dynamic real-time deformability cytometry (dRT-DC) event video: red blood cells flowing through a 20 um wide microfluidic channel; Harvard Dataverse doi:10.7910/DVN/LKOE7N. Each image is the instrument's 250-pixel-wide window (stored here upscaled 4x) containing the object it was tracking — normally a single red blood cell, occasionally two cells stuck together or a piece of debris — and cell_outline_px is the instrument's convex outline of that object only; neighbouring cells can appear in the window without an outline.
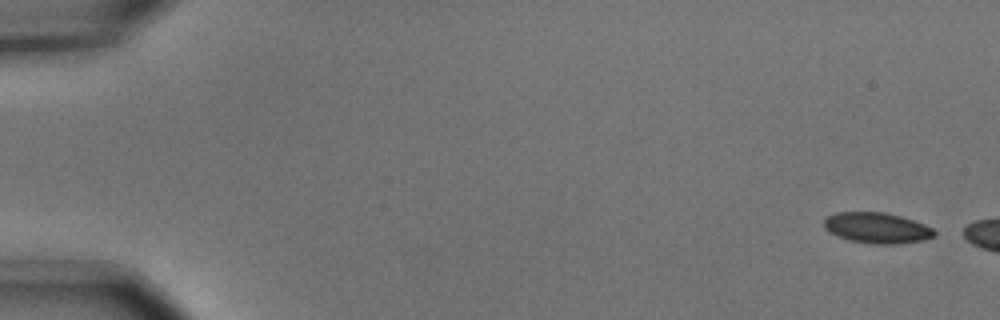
{"species": "common noctule bat (a hibernating species)", "species_latin": "Nyctalus noctula", "temperature_condition": "cold", "stored_images_in_passage": 3, "camera_frame_rate_fps": 3000, "um_per_image_px": 0.085, "animal": {"sex": "male", "body_mass_g": 15.6}, "frame": {"image": 1, "passage_image": 1, "time_ms": 0.0, "image_size_px": [1000, 320], "cell_outline_px": [[936, 236], [924, 240], [896, 244], [872, 244], [852, 240], [840, 236], [824, 228], [824, 220], [828, 216], [836, 212], [884, 212], [900, 216], [924, 224], [932, 228], [936, 232]], "centroid_in_image_um": [74.58, 19.37], "position_along_channel_um": 10.4, "area_um2": 19.54}}